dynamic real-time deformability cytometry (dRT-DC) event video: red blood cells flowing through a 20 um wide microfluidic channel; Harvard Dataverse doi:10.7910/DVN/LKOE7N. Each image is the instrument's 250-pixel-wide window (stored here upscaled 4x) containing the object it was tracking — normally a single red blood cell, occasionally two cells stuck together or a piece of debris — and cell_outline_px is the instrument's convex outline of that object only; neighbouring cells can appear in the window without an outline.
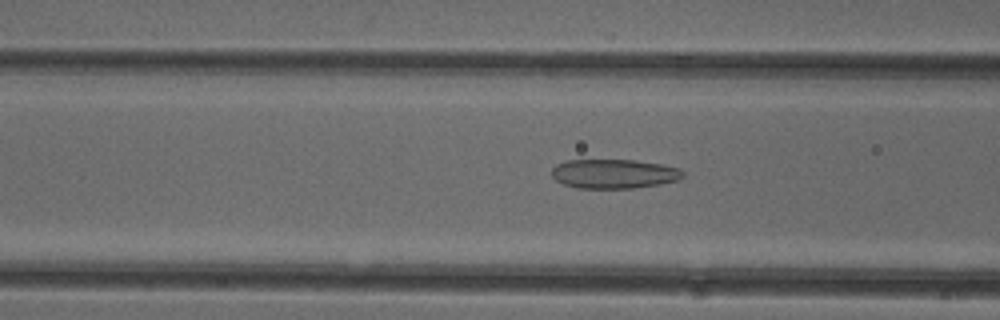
{"species": "common noctule bat (a hibernating species)", "species_latin": "Nyctalus noctula", "temperature_condition": "cold", "stored_images_in_passage": 51, "camera_frame_rate_fps": 3000, "um_per_image_px": 0.085, "animal": {"sex": "female"}, "frame": {"image": 1, "passage_image": 20, "time_ms": 6.333, "image_size_px": [1000, 320], "cell_outline_px": [[684, 176], [676, 180], [660, 184], [632, 188], [576, 188], [564, 184], [556, 180], [552, 176], [552, 168], [556, 164], [564, 160], [632, 160], [660, 164], [680, 168], [684, 172]], "centroid_in_image_um": [52.16, 14.77], "position_along_channel_um": 114.4, "area_um2": 22.37}}
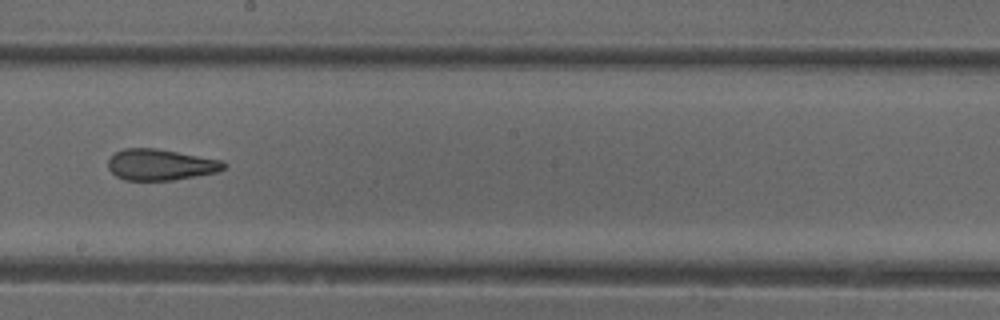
{"frame": {"image": 2, "passage_image": 29, "time_ms": 9.333, "image_size_px": [1000, 320], "cell_outline_px": [[228, 164], [224, 168], [216, 172], [172, 180], [124, 180], [116, 176], [108, 168], [108, 160], [116, 152], [124, 148], [156, 148], [220, 160]], "centroid_in_image_um": [13.61, 14.0], "position_along_channel_um": 234.6, "area_um2": 20.75}}
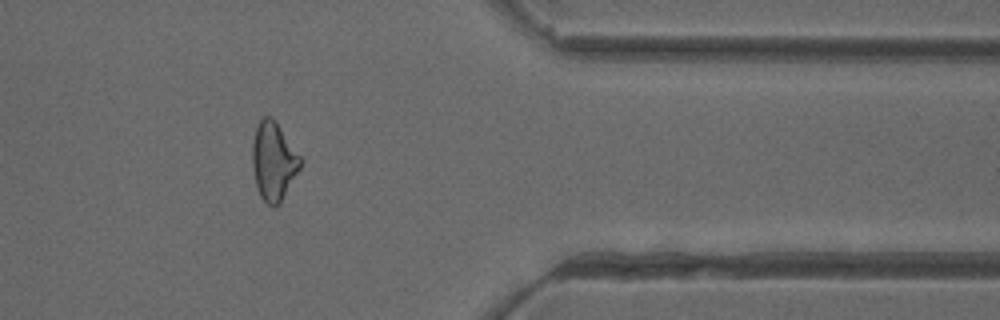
{"frame": {"image": 3, "passage_image": 42, "time_ms": 13.667, "image_size_px": [1000, 320], "cell_outline_px": [[300, 168], [280, 204], [268, 204], [260, 196], [256, 184], [252, 164], [252, 144], [256, 128], [260, 120], [264, 116], [272, 116], [276, 120], [300, 156]], "centroid_in_image_um": [23.24, 13.67], "position_along_channel_um": 388.2, "area_um2": 21.68}, "authors_computed_cell_mechanics": {"area_um2": 22.9466, "velocity_mm_per_s": 3.9939, "shape_relaxation_time_tau1_ms": null, "shape_relaxation_time_tau2_ms": 2.4926, "deformation_change_tau1": null, "deformation_change_tau2": 0.1179}}